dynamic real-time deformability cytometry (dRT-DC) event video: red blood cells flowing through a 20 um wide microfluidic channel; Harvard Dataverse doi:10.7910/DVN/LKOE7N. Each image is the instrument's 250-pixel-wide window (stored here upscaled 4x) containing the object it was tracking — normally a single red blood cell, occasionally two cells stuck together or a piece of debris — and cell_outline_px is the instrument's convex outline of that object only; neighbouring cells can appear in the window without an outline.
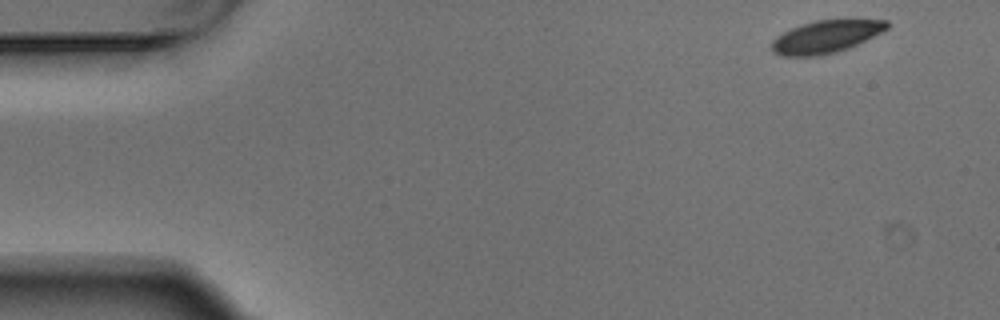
{"species": "Egyptian fruit bat (a non-hibernating species)", "species_latin": "Rousettus aegyptiacus", "temperature_condition": "warm", "stored_images_in_passage": 3, "camera_frame_rate_fps": 3000, "um_per_image_px": 0.085, "animal": {"sex": "male"}, "frame": {"image": 1, "passage_image": 1, "time_ms": 0.0, "image_size_px": [1000, 320], "cell_outline_px": [[888, 28], [848, 48], [836, 52], [816, 56], [780, 56], [772, 52], [772, 40], [776, 36], [800, 24], [816, 20], [852, 16], [888, 20]], "centroid_in_image_um": [70.24, 3.05], "position_along_channel_um": 14.8, "area_um2": 22.6}}